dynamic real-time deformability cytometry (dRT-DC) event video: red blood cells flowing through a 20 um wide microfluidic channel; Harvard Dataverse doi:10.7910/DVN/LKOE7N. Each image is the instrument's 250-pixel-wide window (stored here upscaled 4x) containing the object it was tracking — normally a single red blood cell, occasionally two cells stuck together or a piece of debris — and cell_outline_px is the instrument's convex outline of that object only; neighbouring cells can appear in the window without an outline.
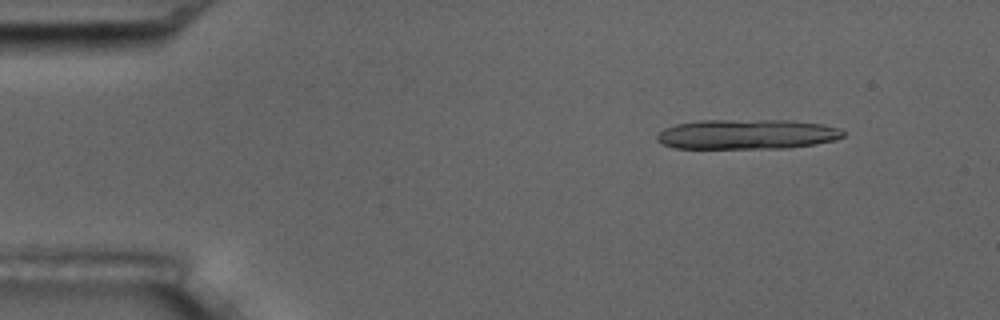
{"species": "common noctule bat (a hibernating species)", "species_latin": "Nyctalus noctula", "temperature_condition": "room temperature", "stored_images_in_passage": 5, "segment_of_instrument_passage": [1, 2], "camera_frame_rate_fps": 3000, "um_per_image_px": 0.085, "animal": {"sex": "male", "body_mass_g": 17.5, "forearm_length_mm": 52.3}, "frame": {"image": 1, "passage_image": 1, "time_ms": 0.0, "image_size_px": [1000, 320], "cell_outline_px": [[844, 136], [836, 140], [816, 144], [788, 148], [676, 148], [664, 144], [656, 140], [656, 136], [664, 128], [676, 124], [700, 120], [792, 120], [820, 124], [836, 128], [844, 132]], "centroid_in_image_um": [63.49, 11.41], "position_along_channel_um": 21.5, "area_um2": 32.43}}